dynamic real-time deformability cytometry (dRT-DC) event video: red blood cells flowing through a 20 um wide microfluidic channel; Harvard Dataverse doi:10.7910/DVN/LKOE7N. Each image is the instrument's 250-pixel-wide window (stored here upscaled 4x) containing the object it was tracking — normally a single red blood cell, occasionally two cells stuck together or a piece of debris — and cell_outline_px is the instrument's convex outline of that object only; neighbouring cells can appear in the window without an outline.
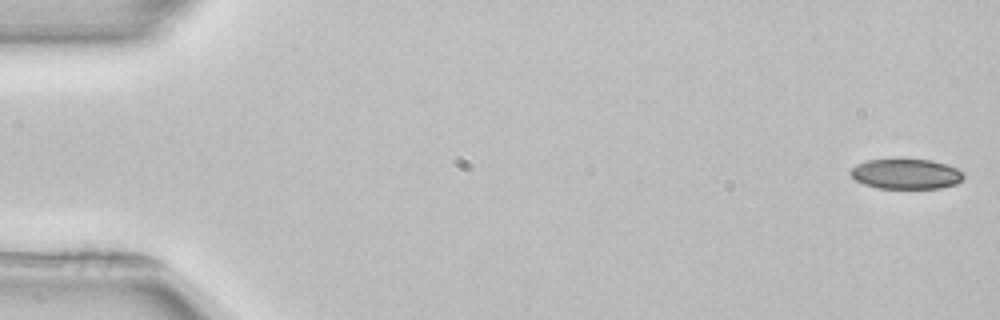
{"species": "common noctule bat (a hibernating species)", "species_latin": "Nyctalus noctula", "temperature_condition": "room temperature", "stored_images_in_passage": 52, "camera_frame_rate_fps": 3000, "um_per_image_px": 0.085, "animal": {"sex": "female", "body_mass_g": 22.7, "forearm_length_mm": 54.2}, "frame": {"image": 1, "passage_image": 1, "time_ms": 0.0, "image_size_px": [1000, 320], "cell_outline_px": [[964, 176], [956, 184], [940, 188], [876, 188], [864, 184], [856, 180], [848, 172], [856, 164], [868, 160], [892, 156], [900, 156], [932, 160], [956, 168]], "centroid_in_image_um": [76.94, 14.73], "position_along_channel_um": 8.1, "area_um2": 20.58}}
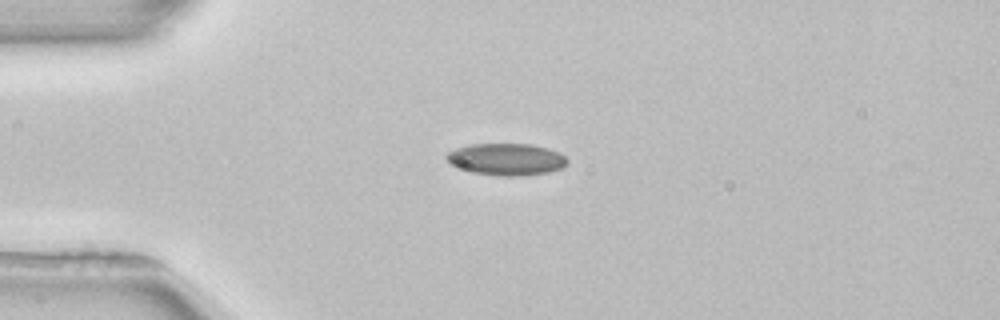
{"frame": {"image": 2, "passage_image": 13, "time_ms": 4.0, "image_size_px": [1000, 320], "cell_outline_px": [[568, 164], [564, 168], [548, 172], [520, 176], [504, 176], [472, 172], [452, 164], [444, 156], [448, 152], [456, 148], [472, 144], [532, 144], [548, 148], [564, 156], [568, 160]], "centroid_in_image_um": [43.08, 13.54], "position_along_channel_um": 41.9, "area_um2": 22.31}}
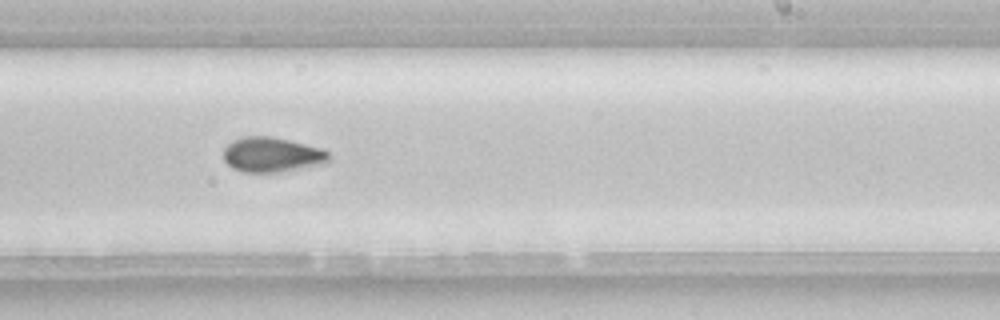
{"frame": {"image": 3, "passage_image": 32, "time_ms": 10.333, "image_size_px": [1000, 320], "cell_outline_px": [[328, 164], [280, 172], [244, 172], [232, 168], [224, 160], [224, 148], [232, 140], [244, 136], [272, 136], [324, 148], [328, 152]], "centroid_in_image_um": [23.15, 13.15], "position_along_channel_um": 265.9, "area_um2": 21.73}, "authors_computed_cell_mechanics": {"area_um2": 21.4149, "velocity_mm_per_s": 3.936, "shape_relaxation_time_tau1_ms": 10.2782, "shape_relaxation_time_tau2_ms": null, "deformation_change_tau1": 0.157, "deformation_change_tau2": null}}